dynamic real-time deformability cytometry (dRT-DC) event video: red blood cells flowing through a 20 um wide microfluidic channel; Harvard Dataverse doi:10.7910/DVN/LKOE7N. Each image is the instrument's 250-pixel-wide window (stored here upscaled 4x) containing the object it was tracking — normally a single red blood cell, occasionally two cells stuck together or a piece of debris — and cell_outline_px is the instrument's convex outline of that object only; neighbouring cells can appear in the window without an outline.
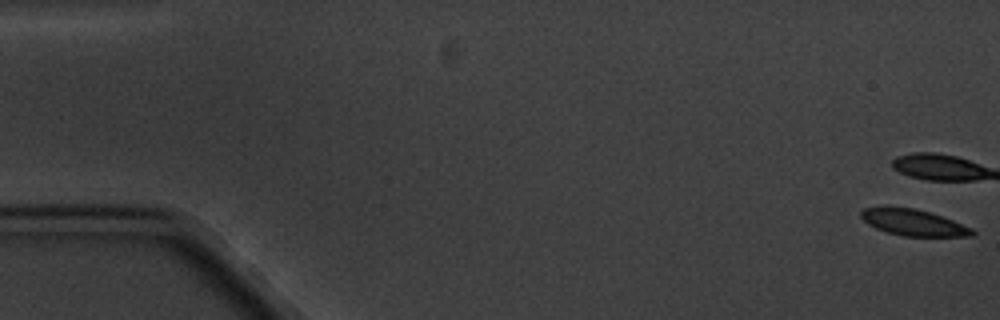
{"species": "common noctule bat (a hibernating species)", "species_latin": "Nyctalus noctula", "temperature_condition": "cold", "stored_images_in_passage": 5, "camera_frame_rate_fps": 3000, "um_per_image_px": 0.085, "animal": {"sex": "male", "body_mass_g": 20.1, "forearm_length_mm": 53.5}, "frame": {"image": 1, "passage_image": 1, "time_ms": 0.0, "image_size_px": [1000, 320], "cell_outline_px": [[976, 232], [972, 236], [904, 236], [888, 232], [876, 228], [868, 224], [860, 216], [860, 212], [864, 208], [916, 208], [952, 220], [972, 228]], "centroid_in_image_um": [77.66, 18.93], "position_along_channel_um": 7.3, "area_um2": 16.59}}